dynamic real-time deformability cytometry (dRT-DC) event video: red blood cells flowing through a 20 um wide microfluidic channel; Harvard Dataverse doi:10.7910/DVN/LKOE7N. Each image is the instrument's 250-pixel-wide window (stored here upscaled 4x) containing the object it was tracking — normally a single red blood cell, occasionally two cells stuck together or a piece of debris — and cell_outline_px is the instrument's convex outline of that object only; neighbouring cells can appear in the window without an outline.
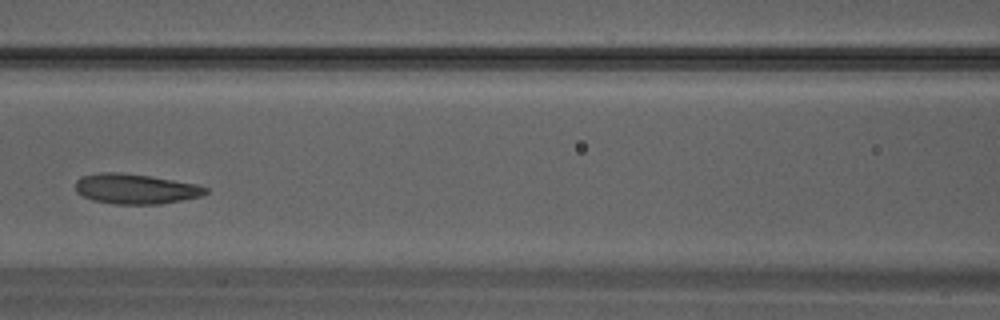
{"species": "Egyptian fruit bat (a non-hibernating species)", "species_latin": "Rousettus aegyptiacus", "temperature_condition": "warm", "stored_images_in_passage": 28, "camera_frame_rate_fps": 3000, "um_per_image_px": 0.085, "animal": {"sex": "male"}, "frame": {"image": 1, "passage_image": 9, "time_ms": 2.667, "image_size_px": [1000, 320], "cell_outline_px": [[208, 192], [200, 196], [160, 204], [112, 204], [92, 200], [76, 192], [76, 180], [84, 176], [100, 172], [120, 172], [148, 176], [196, 184], [208, 188]], "centroid_in_image_um": [11.5, 16.06], "position_along_channel_um": 155.1, "area_um2": 22.6}}
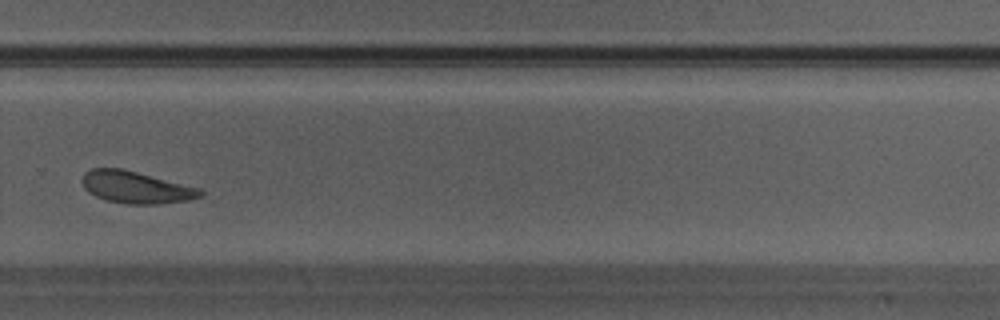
{"frame": {"image": 2, "passage_image": 17, "time_ms": 5.333, "image_size_px": [1000, 320], "cell_outline_px": [[204, 196], [188, 200], [160, 204], [128, 204], [108, 200], [96, 196], [88, 192], [84, 188], [80, 180], [84, 172], [92, 168], [120, 168], [200, 188], [204, 192]], "centroid_in_image_um": [11.54, 15.92], "position_along_channel_um": 318.3, "area_um2": 22.02}}
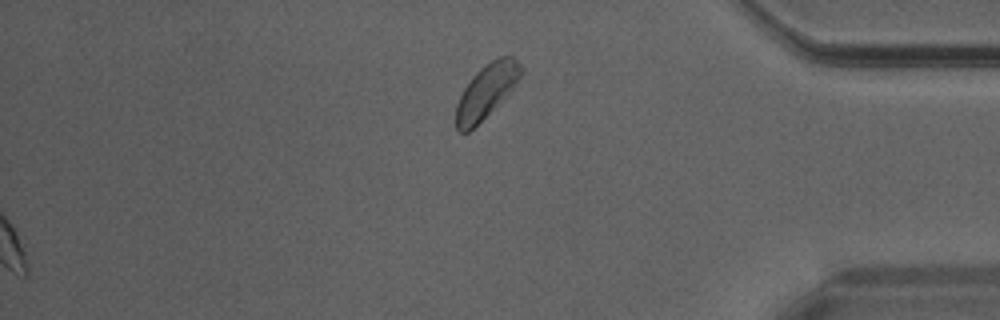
{"frame": {"image": 3, "passage_image": 28, "time_ms": 9.0, "image_size_px": [1000, 320], "cell_outline_px": [[524, 72], [508, 96], [468, 132], [460, 132], [456, 128], [456, 104], [464, 88], [472, 76], [484, 64], [500, 56], [512, 56], [524, 68]], "centroid_in_image_um": [41.37, 7.73], "position_along_channel_um": 393.8, "area_um2": 20.52}}